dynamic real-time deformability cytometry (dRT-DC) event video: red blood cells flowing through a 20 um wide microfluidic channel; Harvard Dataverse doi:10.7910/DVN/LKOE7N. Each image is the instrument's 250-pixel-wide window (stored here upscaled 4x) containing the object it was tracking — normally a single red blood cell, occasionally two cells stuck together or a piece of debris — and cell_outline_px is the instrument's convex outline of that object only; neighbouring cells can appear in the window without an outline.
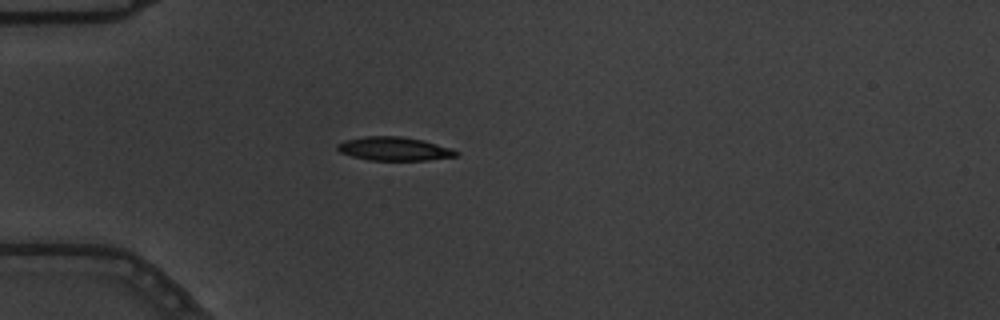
{"species": "common noctule bat (a hibernating species)", "species_latin": "Nyctalus noctula", "temperature_condition": "warm", "stored_images_in_passage": 3, "camera_frame_rate_fps": 3000, "um_per_image_px": 0.085, "animal": {"sex": "male", "body_mass_g": 19.5, "forearm_length_mm": 54.6}, "frame": {"image": 1, "passage_image": 2, "time_ms": 0.333, "image_size_px": [1000, 320], "cell_outline_px": [[460, 156], [428, 160], [368, 160], [352, 156], [340, 152], [336, 148], [336, 144], [344, 140], [364, 136], [400, 136], [424, 140], [452, 148], [460, 152]], "centroid_in_image_um": [33.54, 12.64], "position_along_channel_um": 51.5, "area_um2": 16.59}}